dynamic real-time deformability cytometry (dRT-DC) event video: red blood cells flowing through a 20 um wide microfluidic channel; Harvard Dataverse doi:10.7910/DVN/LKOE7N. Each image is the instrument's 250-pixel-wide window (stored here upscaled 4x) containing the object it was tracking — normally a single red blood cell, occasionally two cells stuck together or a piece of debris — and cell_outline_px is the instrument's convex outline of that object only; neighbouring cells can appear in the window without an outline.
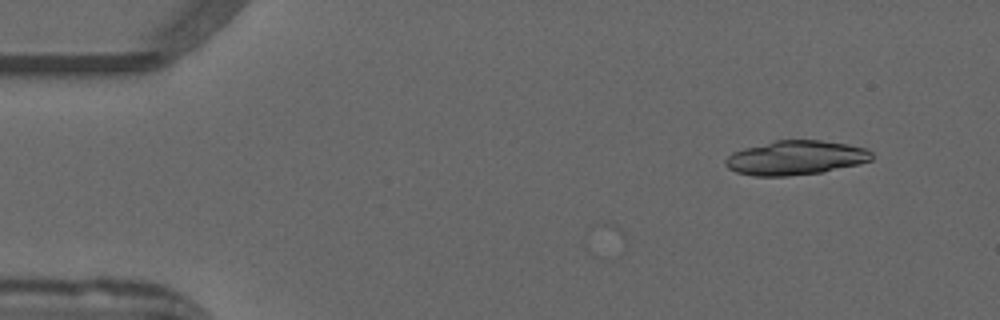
{"species": "common noctule bat (a hibernating species)", "species_latin": "Nyctalus noctula", "temperature_condition": "warm", "stored_images_in_passage": 2, "camera_frame_rate_fps": 3000, "um_per_image_px": 0.085, "animal": {"sex": "male", "forearm_length_mm": 52.5}, "frame": {"image": 1, "passage_image": 2, "time_ms": 0.333, "image_size_px": [1000, 320], "cell_outline_px": [[872, 160], [860, 164], [824, 172], [788, 176], [752, 176], [736, 172], [728, 168], [724, 164], [724, 160], [732, 152], [744, 148], [776, 140], [820, 140], [848, 144], [864, 148], [872, 152]], "centroid_in_image_um": [67.62, 13.42], "position_along_channel_um": 17.4, "area_um2": 29.42}}